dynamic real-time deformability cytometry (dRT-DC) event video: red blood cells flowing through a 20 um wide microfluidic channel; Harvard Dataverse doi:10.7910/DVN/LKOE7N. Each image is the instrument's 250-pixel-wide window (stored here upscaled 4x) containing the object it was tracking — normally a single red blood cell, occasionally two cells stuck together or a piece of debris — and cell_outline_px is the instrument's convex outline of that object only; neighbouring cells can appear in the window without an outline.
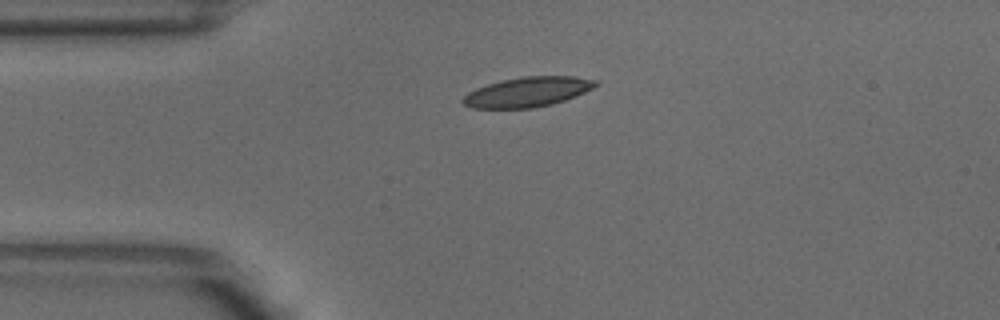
{"species": "common noctule bat (a hibernating species)", "species_latin": "Nyctalus noctula", "temperature_condition": "warm", "stored_images_in_passage": 1, "camera_frame_rate_fps": 3000, "um_per_image_px": 0.085, "animal": {"sex": "male", "body_mass_g": 18.8}, "frame": {"image": 1, "passage_image": 1, "time_ms": 0.0, "image_size_px": [1000, 320], "cell_outline_px": [[600, 84], [576, 96], [552, 104], [532, 108], [472, 108], [464, 104], [460, 100], [468, 92], [476, 88], [488, 84], [504, 80], [524, 76], [572, 76], [596, 80]], "centroid_in_image_um": [44.84, 7.82], "position_along_channel_um": 40.2, "area_um2": 22.95}}